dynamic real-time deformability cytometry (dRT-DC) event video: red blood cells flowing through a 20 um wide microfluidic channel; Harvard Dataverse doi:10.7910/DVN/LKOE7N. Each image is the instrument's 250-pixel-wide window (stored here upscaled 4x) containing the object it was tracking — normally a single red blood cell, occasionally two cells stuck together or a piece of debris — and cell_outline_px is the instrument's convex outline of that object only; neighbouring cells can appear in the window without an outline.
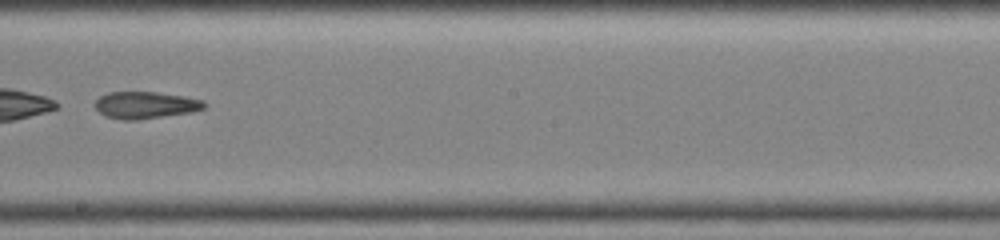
{"species": "common noctule bat (a hibernating species)", "species_latin": "Nyctalus noctula", "temperature_condition": "warm", "stored_images_in_passage": 34, "segment_of_instrument_passage": [2, 2], "camera_frame_rate_fps": 3000, "um_per_image_px": 0.085, "animal": {"sex": "female", "body_mass_g": 19.0, "forearm_length_mm": 51.5}, "frame": {"image": 1, "passage_image": 23, "time_ms": 7.333, "image_size_px": [1000, 240], "cell_outline_px": [[208, 104], [204, 108], [192, 112], [136, 120], [124, 120], [104, 116], [92, 104], [100, 96], [108, 92], [156, 92], [184, 96], [204, 100]], "centroid_in_image_um": [12.36, 8.93], "position_along_channel_um": 235.8, "area_um2": 17.28}}
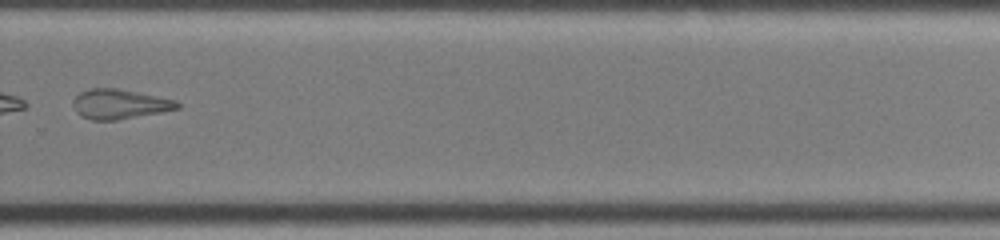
{"frame": {"image": 2, "passage_image": 28, "time_ms": 9.0, "image_size_px": [1000, 240], "cell_outline_px": [[180, 108], [160, 112], [116, 120], [92, 120], [80, 116], [76, 112], [72, 104], [72, 100], [80, 92], [92, 88], [120, 88], [176, 100], [180, 104]], "centroid_in_image_um": [10.14, 8.84], "position_along_channel_um": 319.7, "area_um2": 18.09}}